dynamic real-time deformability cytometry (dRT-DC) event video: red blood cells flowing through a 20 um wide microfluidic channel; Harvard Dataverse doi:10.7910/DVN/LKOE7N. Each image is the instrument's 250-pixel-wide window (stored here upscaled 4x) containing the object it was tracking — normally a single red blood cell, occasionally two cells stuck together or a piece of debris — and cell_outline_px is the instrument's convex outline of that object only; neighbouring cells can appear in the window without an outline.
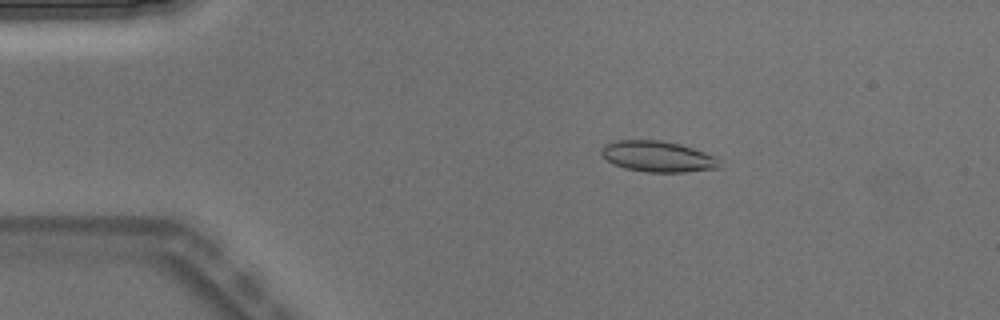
{"species": "Egyptian fruit bat (a non-hibernating species)", "species_latin": "Rousettus aegyptiacus", "temperature_condition": "warm", "stored_images_in_passage": 5, "camera_frame_rate_fps": 3000, "um_per_image_px": 0.085, "animal": {"sex": "male"}, "frame": {"image": 1, "passage_image": 3, "time_ms": 0.667, "image_size_px": [1000, 320], "cell_outline_px": [[720, 168], [684, 172], [648, 172], [624, 168], [612, 164], [600, 156], [600, 148], [604, 144], [616, 140], [660, 140], [680, 144], [716, 156]], "centroid_in_image_um": [55.84, 13.3], "position_along_channel_um": 29.2, "area_um2": 21.44}}